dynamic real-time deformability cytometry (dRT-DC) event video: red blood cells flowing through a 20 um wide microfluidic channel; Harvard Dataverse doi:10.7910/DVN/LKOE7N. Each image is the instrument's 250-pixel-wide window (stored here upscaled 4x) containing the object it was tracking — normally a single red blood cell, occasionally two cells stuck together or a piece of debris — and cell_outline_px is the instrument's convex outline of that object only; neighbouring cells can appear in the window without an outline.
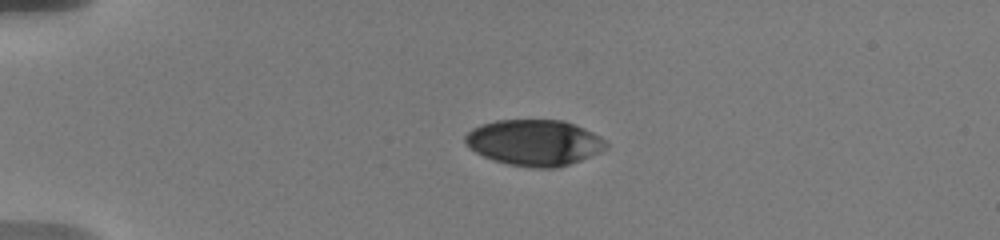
{"species": "human", "species_latin": "Homo sapiens", "temperature_condition": "warm", "stored_images_in_passage": 27, "camera_frame_rate_fps": 3000, "um_per_image_px": 0.085, "donor": {"sex": "male"}, "frame": {"image": 1, "passage_image": 6, "time_ms": 3.667, "image_size_px": [1000, 240], "cell_outline_px": [[608, 148], [600, 152], [580, 160], [556, 168], [532, 168], [508, 164], [484, 156], [476, 152], [464, 140], [464, 136], [472, 128], [480, 124], [496, 120], [564, 120], [584, 128], [600, 136], [608, 144]], "centroid_in_image_um": [45.43, 12.11], "position_along_channel_um": 39.6, "area_um2": 37.63}}
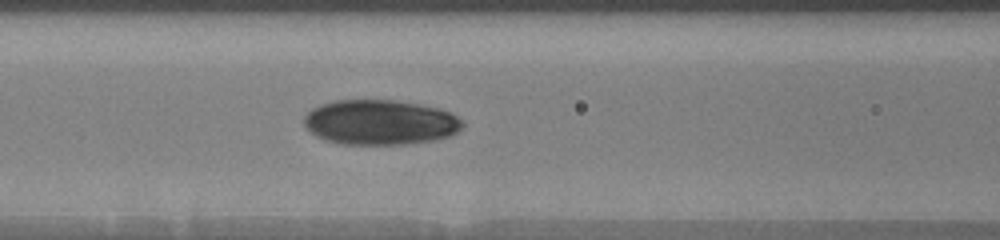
{"frame": {"image": 2, "passage_image": 12, "time_ms": 7.667, "image_size_px": [1000, 240], "cell_outline_px": [[464, 124], [456, 132], [448, 136], [432, 140], [408, 144], [344, 144], [328, 140], [316, 136], [304, 124], [304, 116], [312, 108], [320, 104], [336, 100], [396, 100], [420, 104], [452, 112]], "centroid_in_image_um": [32.3, 10.38], "position_along_channel_um": 134.3, "area_um2": 41.33}}
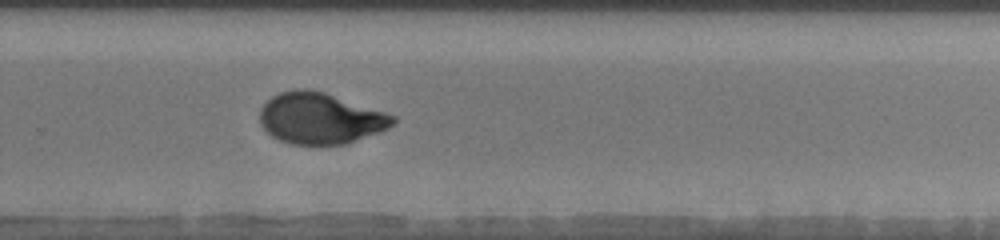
{"frame": {"image": 3, "passage_image": 19, "time_ms": 12.333, "image_size_px": [1000, 240], "cell_outline_px": [[396, 120], [388, 128], [344, 144], [288, 144], [272, 136], [260, 124], [260, 108], [272, 96], [280, 92], [296, 88], [308, 88], [324, 92], [396, 116]], "centroid_in_image_um": [27.18, 10.04], "position_along_channel_um": 302.6, "area_um2": 39.3}, "authors_computed_cell_mechanics": {"area_um2": 39.7664, "velocity_mm_per_s": 3.6145, "shape_relaxation_time_tau1_ms": 4.3765, "shape_relaxation_time_tau2_ms": 1.4812, "deformation_change_tau1": 0.1672, "deformation_change_tau2": 0.052}}